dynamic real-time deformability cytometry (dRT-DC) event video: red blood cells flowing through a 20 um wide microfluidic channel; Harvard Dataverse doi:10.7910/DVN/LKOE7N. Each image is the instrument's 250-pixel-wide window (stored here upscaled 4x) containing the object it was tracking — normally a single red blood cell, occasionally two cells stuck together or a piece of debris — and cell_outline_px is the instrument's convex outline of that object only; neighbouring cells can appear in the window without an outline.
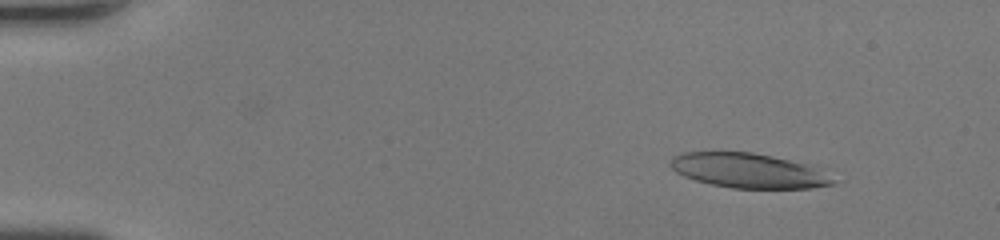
{"species": "human", "species_latin": "Homo sapiens", "temperature_condition": "room temperature", "stored_images_in_passage": 51, "segment_of_instrument_passage": [1, 2], "camera_frame_rate_fps": 3000, "um_per_image_px": 0.085, "donor": {"sex": "female"}, "frame": {"image": 1, "passage_image": 4, "time_ms": 1.0, "image_size_px": [1000, 240], "cell_outline_px": [[836, 184], [812, 188], [732, 188], [712, 184], [696, 180], [684, 176], [676, 172], [668, 164], [672, 156], [680, 152], [752, 152], [772, 156], [804, 164], [836, 180]], "centroid_in_image_um": [63.53, 14.5], "position_along_channel_um": 21.5, "area_um2": 32.43}}
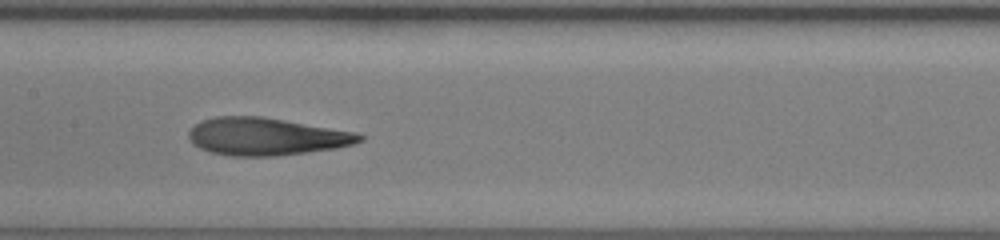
{"frame": {"image": 2, "passage_image": 26, "time_ms": 8.333, "image_size_px": [1000, 240], "cell_outline_px": [[364, 140], [352, 144], [336, 148], [276, 156], [232, 156], [212, 152], [200, 148], [192, 144], [188, 136], [188, 132], [200, 120], [216, 116], [264, 116], [356, 132], [364, 136]], "centroid_in_image_um": [22.62, 11.59], "position_along_channel_um": 184.8, "area_um2": 37.45}}
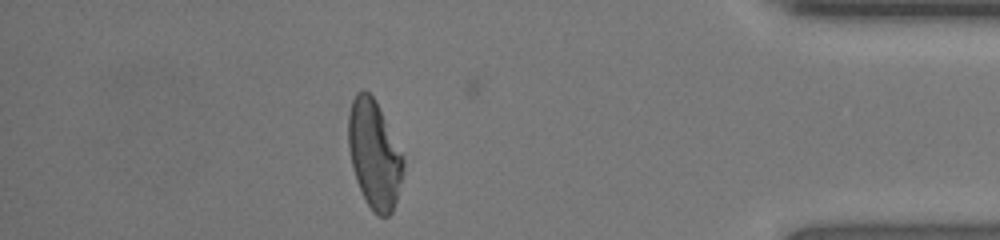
{"frame": {"image": 3, "passage_image": 44, "time_ms": 14.333, "image_size_px": [1000, 240], "cell_outline_px": [[404, 168], [396, 200], [392, 212], [388, 216], [380, 216], [372, 212], [356, 180], [348, 148], [348, 112], [352, 100], [356, 92], [364, 88], [376, 100], [404, 156]], "centroid_in_image_um": [31.81, 13.08], "position_along_channel_um": 403.4, "area_um2": 34.68}}